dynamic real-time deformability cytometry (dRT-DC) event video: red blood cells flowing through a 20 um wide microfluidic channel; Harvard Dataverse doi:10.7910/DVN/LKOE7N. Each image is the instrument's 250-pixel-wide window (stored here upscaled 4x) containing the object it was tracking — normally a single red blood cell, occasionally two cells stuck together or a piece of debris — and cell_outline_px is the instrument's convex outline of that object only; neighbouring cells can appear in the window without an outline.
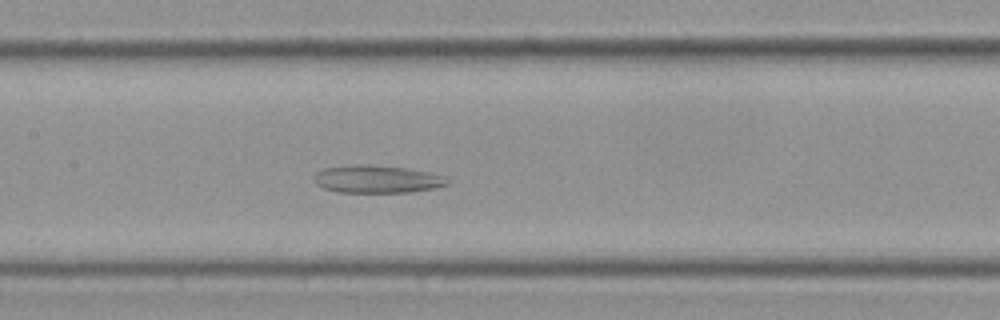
{"species": "Egyptian fruit bat (a non-hibernating species)", "species_latin": "Rousettus aegyptiacus", "temperature_condition": "cold", "stored_images_in_passage": 46, "camera_frame_rate_fps": 3000, "um_per_image_px": 0.085, "frame": {"image": 1, "passage_image": 16, "time_ms": 5.0, "image_size_px": [1000, 320], "cell_outline_px": [[448, 184], [436, 188], [408, 192], [340, 192], [324, 188], [316, 184], [312, 180], [312, 176], [316, 172], [324, 168], [356, 164], [368, 164], [404, 168], [428, 172], [444, 176], [448, 180]], "centroid_in_image_um": [32.0, 15.22], "position_along_channel_um": 175.4, "area_um2": 21.5}}
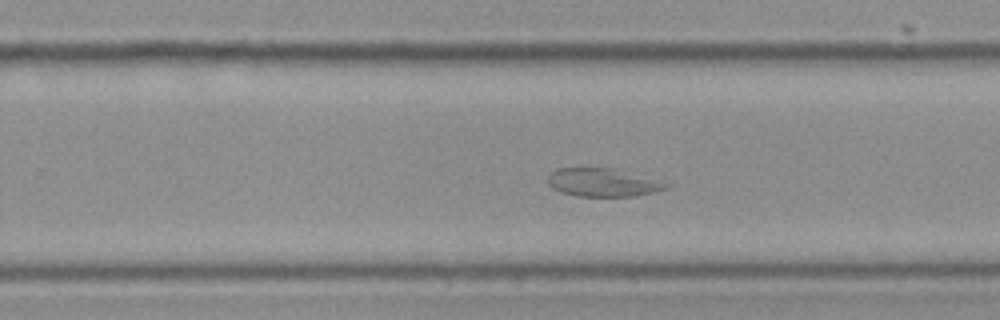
{"frame": {"image": 2, "passage_image": 25, "time_ms": 8.0, "image_size_px": [1000, 320], "cell_outline_px": [[672, 184], [668, 188], [656, 192], [636, 196], [576, 196], [552, 188], [548, 184], [548, 176], [556, 168], [612, 168]], "centroid_in_image_um": [51.25, 15.52], "position_along_channel_um": 278.5, "area_um2": 19.31}}
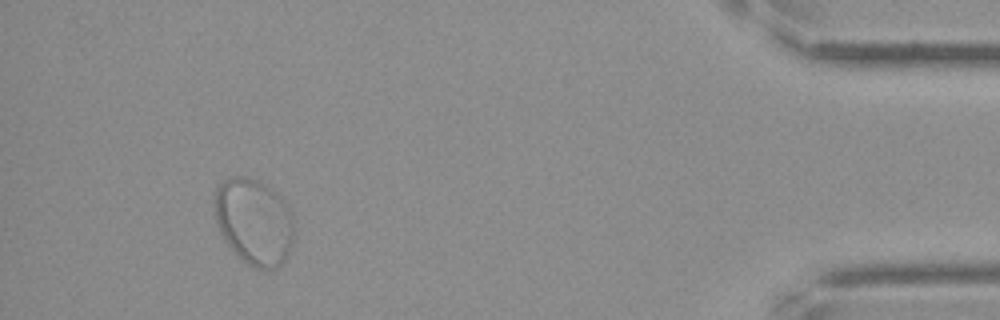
{"frame": {"image": 3, "passage_image": 42, "time_ms": 13.667, "image_size_px": [1000, 320], "cell_outline_px": [[292, 244], [284, 260], [276, 268], [252, 268], [228, 244], [220, 232], [216, 220], [212, 200], [216, 184], [232, 176], [248, 176], [264, 184], [280, 196], [288, 204], [292, 220]], "centroid_in_image_um": [21.54, 18.79], "position_along_channel_um": 413.7, "area_um2": 39.88}}